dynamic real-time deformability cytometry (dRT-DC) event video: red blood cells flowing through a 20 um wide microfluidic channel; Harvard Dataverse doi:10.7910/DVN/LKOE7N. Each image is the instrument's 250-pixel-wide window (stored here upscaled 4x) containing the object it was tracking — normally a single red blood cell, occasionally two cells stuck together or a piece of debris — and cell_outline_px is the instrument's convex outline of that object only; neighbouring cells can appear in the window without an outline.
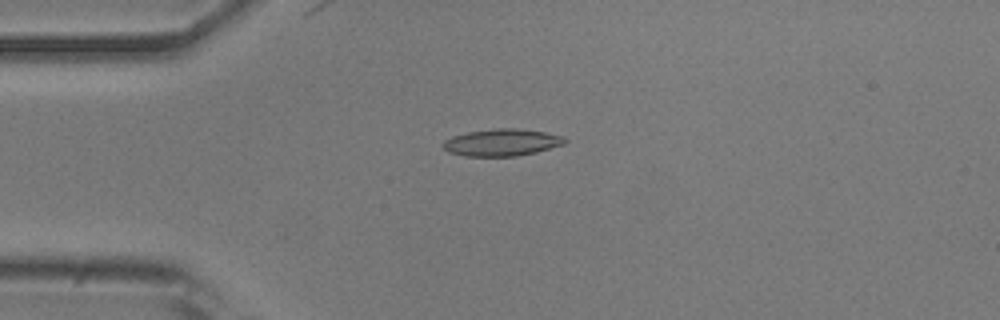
{"species": "common noctule bat (a hibernating species)", "species_latin": "Nyctalus noctula", "temperature_condition": "room temperature", "stored_images_in_passage": 52, "camera_frame_rate_fps": 3000, "um_per_image_px": 0.085, "animal": {"sex": "male", "body_mass_g": 20.5, "forearm_length_mm": 52.5}, "frame": {"image": 1, "passage_image": 13, "time_ms": 4.0, "image_size_px": [1000, 320], "cell_outline_px": [[568, 140], [564, 144], [536, 152], [516, 156], [464, 156], [448, 152], [440, 144], [444, 140], [452, 136], [468, 132], [496, 128], [516, 128], [544, 132], [564, 136]], "centroid_in_image_um": [42.64, 12.11], "position_along_channel_um": 42.4, "area_um2": 19.25}}
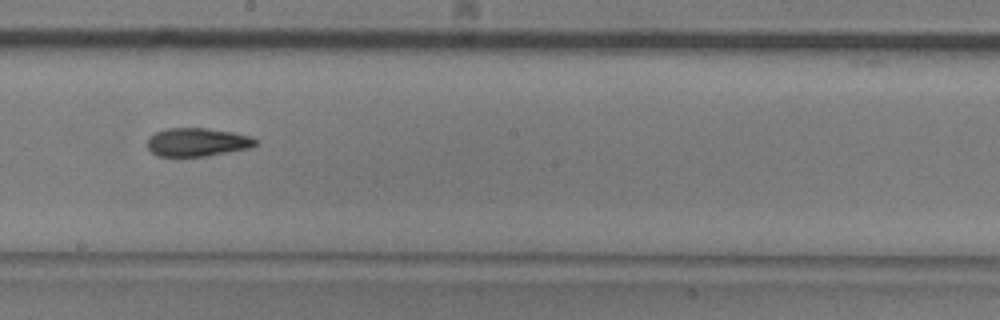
{"frame": {"image": 2, "passage_image": 29, "time_ms": 9.333, "image_size_px": [1000, 320], "cell_outline_px": [[256, 144], [252, 148], [208, 156], [156, 156], [148, 148], [148, 136], [156, 132], [168, 128], [208, 128], [232, 132], [252, 136], [256, 140]], "centroid_in_image_um": [16.78, 12.08], "position_along_channel_um": 231.4, "area_um2": 18.03}}
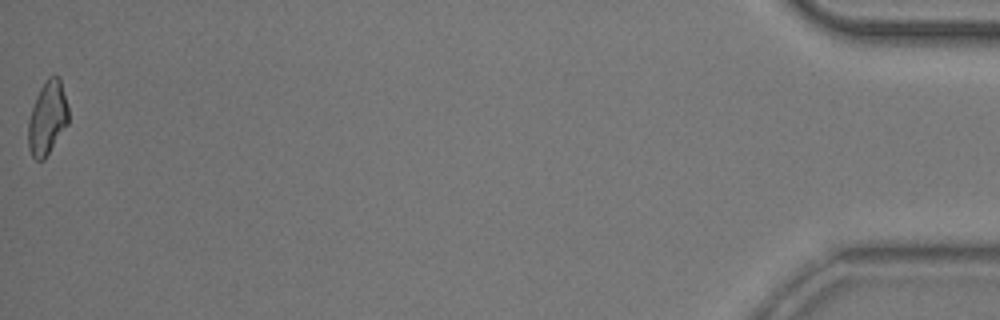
{"frame": {"image": 3, "passage_image": 52, "time_ms": 17.0, "image_size_px": [1000, 320], "cell_outline_px": [[68, 124], [44, 160], [36, 160], [32, 156], [28, 148], [28, 120], [36, 96], [40, 88], [48, 76], [60, 76], [68, 108]], "centroid_in_image_um": [4.02, 10.03], "position_along_channel_um": 431.2, "area_um2": 17.28}, "authors_computed_cell_mechanics": {"area_um2": 18.2648, "velocity_mm_per_s": 3.911, "shape_relaxation_time_tau1_ms": 4.7448, "shape_relaxation_time_tau2_ms": 3.9016, "deformation_change_tau1": 0.1496, "deformation_change_tau2": 0.108}}